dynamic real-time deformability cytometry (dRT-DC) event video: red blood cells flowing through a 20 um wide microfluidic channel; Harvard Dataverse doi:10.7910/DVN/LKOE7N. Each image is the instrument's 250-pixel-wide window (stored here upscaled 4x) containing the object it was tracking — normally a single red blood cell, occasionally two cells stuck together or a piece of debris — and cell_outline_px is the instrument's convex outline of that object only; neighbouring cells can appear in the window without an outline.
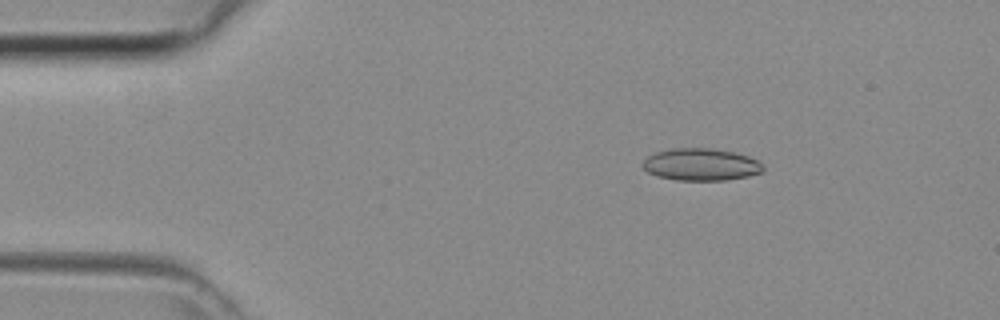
{"species": "common noctule bat (a hibernating species)", "species_latin": "Nyctalus noctula", "temperature_condition": "room temperature", "stored_images_in_passage": 44, "camera_frame_rate_fps": 3000, "um_per_image_px": 0.085, "animal": {"sex": "female", "body_mass_g": 29.2, "forearm_length_mm": 56.3}, "frame": {"image": 1, "passage_image": 7, "time_ms": 2.0, "image_size_px": [1000, 320], "cell_outline_px": [[764, 168], [760, 172], [748, 176], [728, 180], [676, 180], [656, 176], [648, 172], [640, 164], [648, 156], [656, 152], [672, 148], [712, 148], [732, 152], [748, 156], [756, 160]], "centroid_in_image_um": [59.53, 13.98], "position_along_channel_um": 25.5, "area_um2": 22.48}}
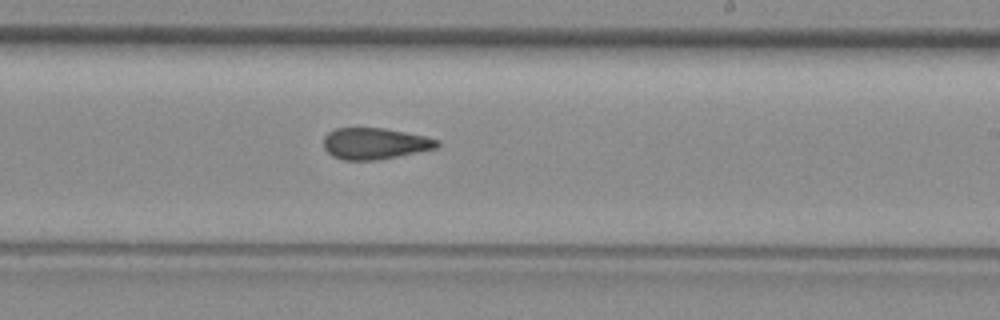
{"frame": {"image": 2, "passage_image": 26, "time_ms": 8.333, "image_size_px": [1000, 320], "cell_outline_px": [[440, 144], [436, 148], [376, 160], [344, 160], [332, 156], [324, 148], [324, 136], [328, 132], [336, 128], [384, 128], [424, 136], [436, 140]], "centroid_in_image_um": [31.81, 12.2], "position_along_channel_um": 257.2, "area_um2": 20.46}}
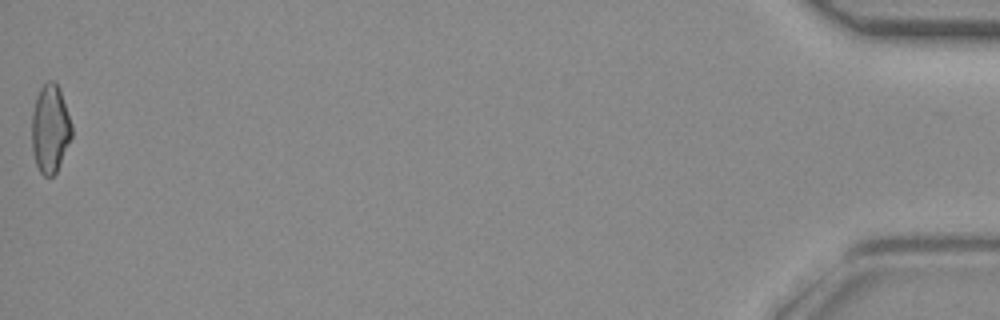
{"frame": {"image": 3, "passage_image": 44, "time_ms": 14.333, "image_size_px": [1000, 320], "cell_outline_px": [[72, 136], [56, 172], [52, 176], [44, 176], [40, 172], [36, 164], [32, 152], [32, 112], [36, 96], [40, 88], [48, 80], [52, 80], [60, 88], [72, 124]], "centroid_in_image_um": [4.26, 10.92], "position_along_channel_um": 430.9, "area_um2": 20.58}}